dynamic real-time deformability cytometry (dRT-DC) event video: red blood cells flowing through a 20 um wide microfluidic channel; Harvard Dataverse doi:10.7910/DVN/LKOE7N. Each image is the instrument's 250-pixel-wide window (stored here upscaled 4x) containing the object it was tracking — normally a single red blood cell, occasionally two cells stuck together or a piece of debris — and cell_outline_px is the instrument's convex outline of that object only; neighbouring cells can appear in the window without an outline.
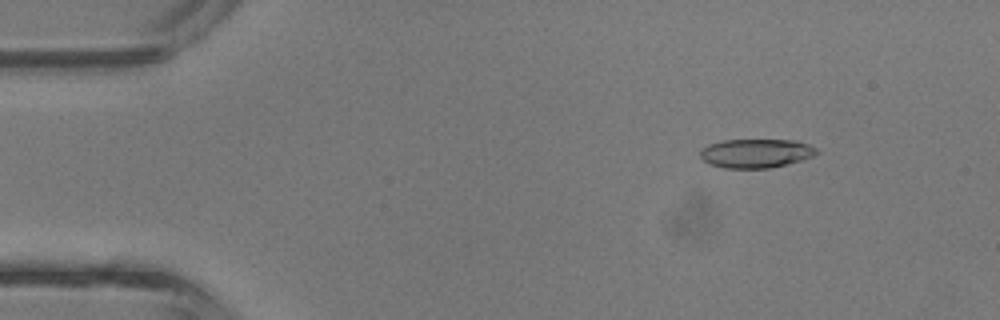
{"species": "common noctule bat (a hibernating species)", "species_latin": "Nyctalus noctula", "temperature_condition": "room temperature", "stored_images_in_passage": 43, "camera_frame_rate_fps": 3000, "um_per_image_px": 0.085, "animal": {"sex": "male", "body_mass_g": 13.3}, "frame": {"image": 1, "passage_image": 6, "time_ms": 1.667, "image_size_px": [1000, 320], "cell_outline_px": [[820, 152], [812, 156], [800, 160], [768, 168], [724, 168], [712, 164], [704, 160], [700, 156], [700, 148], [708, 144], [724, 140], [796, 140], [808, 144], [816, 148]], "centroid_in_image_um": [64.24, 13.02], "position_along_channel_um": 20.8, "area_um2": 19.48}}
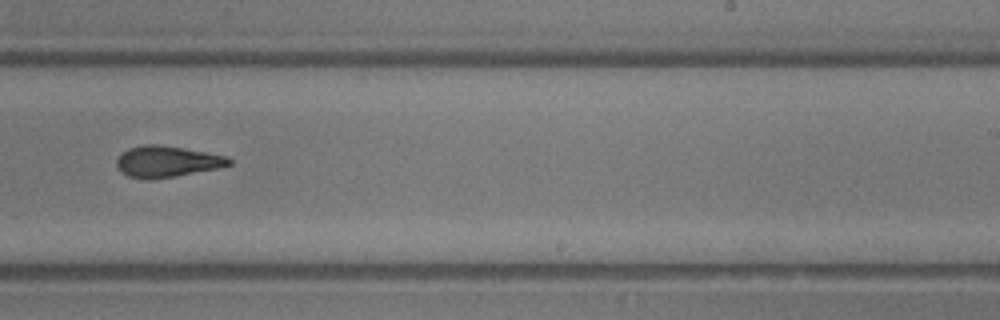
{"frame": {"image": 2, "passage_image": 27, "time_ms": 8.667, "image_size_px": [1000, 320], "cell_outline_px": [[232, 164], [220, 168], [152, 180], [144, 180], [128, 176], [120, 172], [116, 164], [116, 160], [128, 148], [144, 144], [156, 144], [184, 148], [228, 156], [232, 160]], "centroid_in_image_um": [14.2, 13.74], "position_along_channel_um": 274.8, "area_um2": 20.63}}
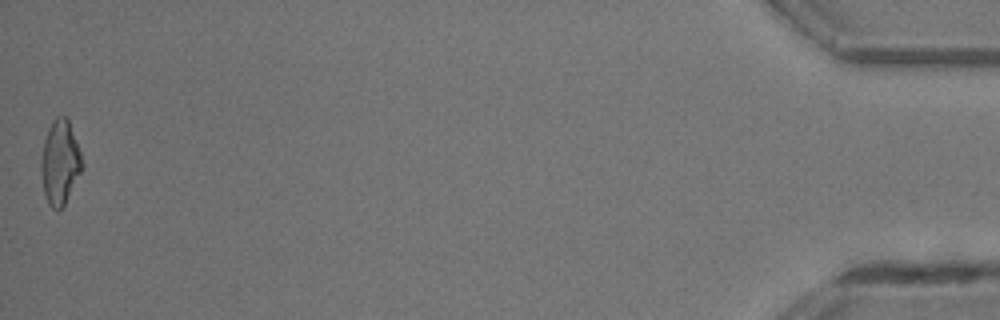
{"frame": {"image": 3, "passage_image": 43, "time_ms": 14.0, "image_size_px": [1000, 320], "cell_outline_px": [[84, 168], [64, 204], [56, 212], [48, 204], [44, 192], [40, 168], [40, 160], [44, 140], [48, 128], [52, 120], [56, 116], [64, 116], [68, 120], [80, 152], [84, 164]], "centroid_in_image_um": [5.09, 13.82], "position_along_channel_um": 430.1, "area_um2": 20.17}, "authors_computed_cell_mechanics": {"area_um2": 20.3456, "velocity_mm_per_s": 4.823, "shape_relaxation_time_tau1_ms": 6.1557, "shape_relaxation_time_tau2_ms": 1.9719, "deformation_change_tau1": 0.2292, "deformation_change_tau2": 0.111}}